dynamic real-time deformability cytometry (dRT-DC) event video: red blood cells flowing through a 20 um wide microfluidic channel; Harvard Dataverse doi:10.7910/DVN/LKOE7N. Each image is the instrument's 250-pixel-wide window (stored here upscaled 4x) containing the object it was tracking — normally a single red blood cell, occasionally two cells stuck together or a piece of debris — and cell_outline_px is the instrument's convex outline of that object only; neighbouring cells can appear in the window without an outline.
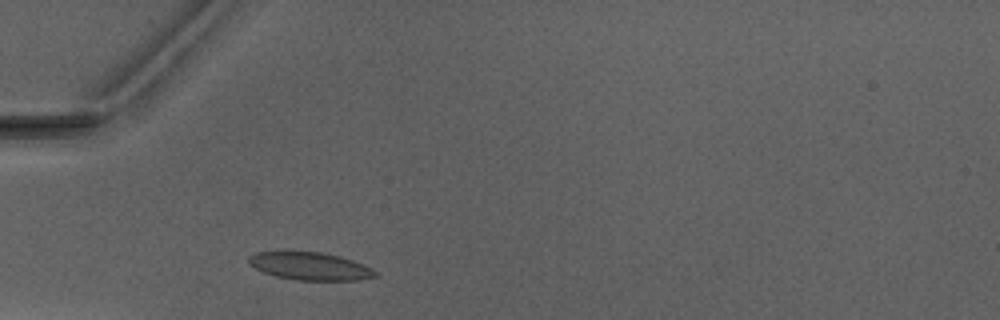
{"species": "Egyptian fruit bat (a non-hibernating species)", "species_latin": "Rousettus aegyptiacus", "temperature_condition": "warm", "stored_images_in_passage": 5, "camera_frame_rate_fps": 3000, "um_per_image_px": 0.085, "animal": {"sex": "male"}, "frame": {"image": 1, "passage_image": 5, "time_ms": 5.667, "image_size_px": [1000, 320], "cell_outline_px": [[376, 276], [356, 280], [296, 280], [276, 276], [264, 272], [248, 264], [248, 256], [256, 252], [320, 252], [340, 256], [352, 260], [372, 268], [376, 272]], "centroid_in_image_um": [26.33, 22.62], "position_along_channel_um": 58.7, "area_um2": 20.23}}